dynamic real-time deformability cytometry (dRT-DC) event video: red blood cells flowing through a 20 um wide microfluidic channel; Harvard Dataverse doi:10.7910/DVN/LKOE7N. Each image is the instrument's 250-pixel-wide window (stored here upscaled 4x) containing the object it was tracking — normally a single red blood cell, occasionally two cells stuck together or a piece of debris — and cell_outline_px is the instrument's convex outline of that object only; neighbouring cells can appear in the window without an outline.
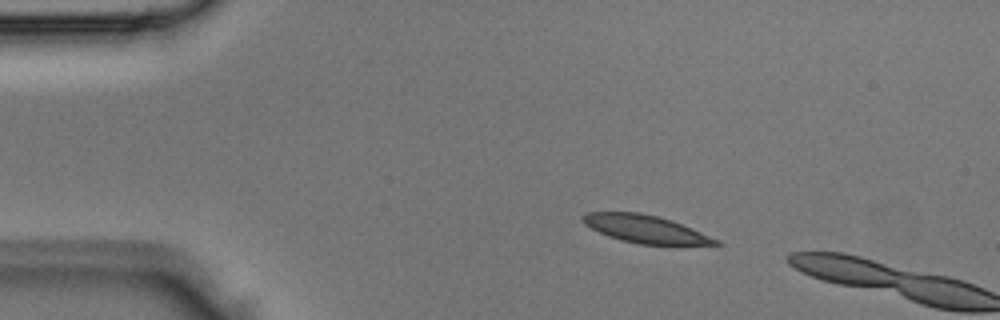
{"species": "Egyptian fruit bat (a non-hibernating species)", "species_latin": "Rousettus aegyptiacus", "temperature_condition": "room temperature", "stored_images_in_passage": 2, "camera_frame_rate_fps": 3000, "um_per_image_px": 0.085, "animal": {"sex": "male"}, "frame": {"image": 1, "passage_image": 1, "time_ms": 0.0, "image_size_px": [1000, 320], "cell_outline_px": [[720, 244], [640, 244], [620, 240], [608, 236], [584, 224], [580, 220], [580, 216], [584, 212], [640, 212], [672, 220], [692, 228], [720, 240]], "centroid_in_image_um": [54.79, 19.44], "position_along_channel_um": 30.2, "area_um2": 21.33}}